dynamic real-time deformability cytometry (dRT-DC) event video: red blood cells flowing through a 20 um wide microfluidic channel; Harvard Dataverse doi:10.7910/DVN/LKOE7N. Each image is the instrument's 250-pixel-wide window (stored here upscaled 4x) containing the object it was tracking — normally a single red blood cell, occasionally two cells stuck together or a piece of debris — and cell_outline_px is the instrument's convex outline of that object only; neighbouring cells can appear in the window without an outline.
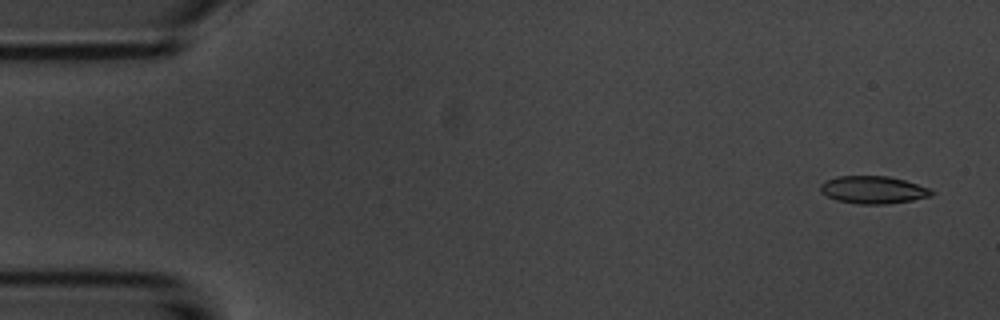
{"species": "common noctule bat (a hibernating species)", "species_latin": "Nyctalus noctula", "temperature_condition": "room temperature", "stored_images_in_passage": 6, "camera_frame_rate_fps": 3000, "um_per_image_px": 0.085, "animal": {"sex": "male", "body_mass_g": 20.1, "forearm_length_mm": 53.5}, "frame": {"image": 1, "passage_image": 1, "time_ms": 0.0, "image_size_px": [1000, 320], "cell_outline_px": [[936, 192], [932, 196], [912, 200], [888, 204], [860, 204], [836, 200], [820, 192], [820, 184], [824, 180], [836, 176], [888, 176], [904, 180], [928, 188]], "centroid_in_image_um": [74.2, 16.13], "position_along_channel_um": 10.8, "area_um2": 17.92}}
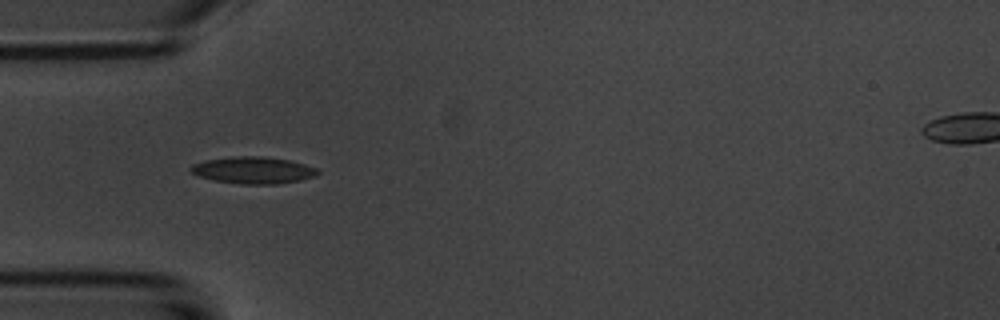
{"frame": {"image": 2, "passage_image": 5, "time_ms": 4.667, "image_size_px": [1000, 320], "cell_outline_px": [[320, 172], [316, 176], [300, 180], [276, 184], [240, 184], [216, 180], [196, 176], [188, 168], [192, 164], [204, 160], [232, 156], [264, 156], [288, 160], [304, 164], [316, 168]], "centroid_in_image_um": [21.49, 14.46], "position_along_channel_um": 63.5, "area_um2": 19.94}}